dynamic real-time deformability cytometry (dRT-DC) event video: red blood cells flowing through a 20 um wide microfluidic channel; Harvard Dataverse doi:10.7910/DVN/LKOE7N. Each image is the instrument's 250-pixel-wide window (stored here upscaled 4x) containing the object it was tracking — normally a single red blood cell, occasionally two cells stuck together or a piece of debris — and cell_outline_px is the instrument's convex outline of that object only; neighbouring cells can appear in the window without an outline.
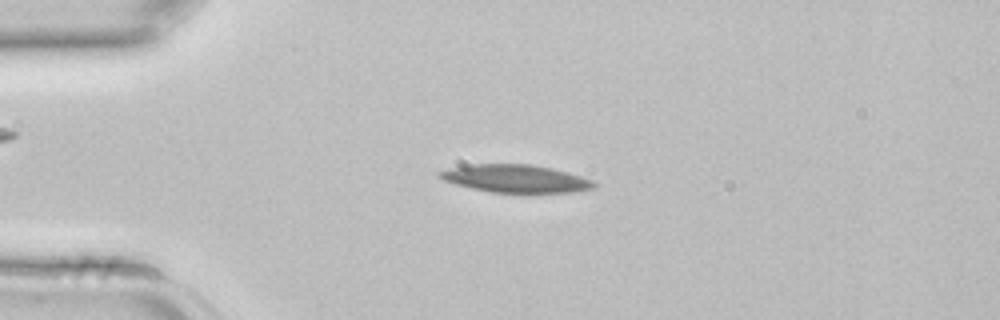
{"species": "common noctule bat (a hibernating species)", "species_latin": "Nyctalus noctula", "temperature_condition": "room temperature", "stored_images_in_passage": 2, "camera_frame_rate_fps": 3000, "um_per_image_px": 0.085, "animal": {"sex": "female", "body_mass_g": 22.7, "forearm_length_mm": 54.2}, "frame": {"image": 1, "passage_image": 1, "time_ms": 0.0, "image_size_px": [1000, 320], "cell_outline_px": [[596, 188], [576, 192], [488, 192], [456, 184], [444, 180], [436, 176], [436, 172], [448, 168], [476, 164], [528, 164], [552, 168], [568, 172], [592, 180], [596, 184]], "centroid_in_image_um": [43.82, 15.18], "position_along_channel_um": 41.2, "area_um2": 24.91}}
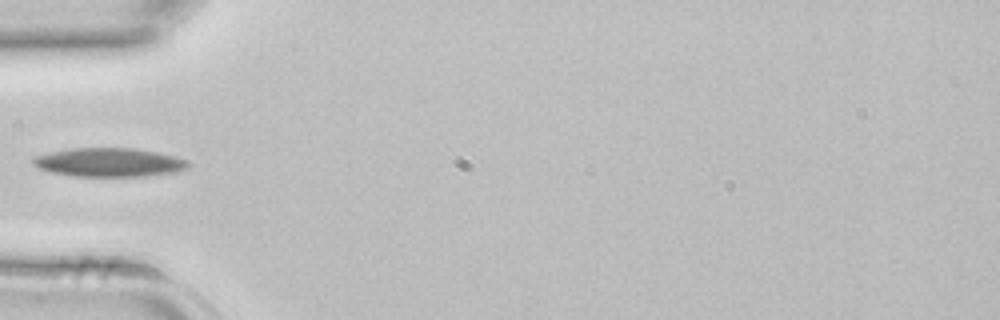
{"frame": {"image": 2, "passage_image": 2, "time_ms": 0.333, "image_size_px": [1000, 320], "cell_outline_px": [[192, 164], [188, 168], [176, 172], [144, 176], [76, 176], [52, 172], [40, 168], [32, 164], [32, 160], [36, 156], [52, 152], [72, 148], [132, 148], [156, 152], [176, 156], [188, 160]], "centroid_in_image_um": [9.34, 13.8], "position_along_channel_um": 75.7, "area_um2": 25.89}}